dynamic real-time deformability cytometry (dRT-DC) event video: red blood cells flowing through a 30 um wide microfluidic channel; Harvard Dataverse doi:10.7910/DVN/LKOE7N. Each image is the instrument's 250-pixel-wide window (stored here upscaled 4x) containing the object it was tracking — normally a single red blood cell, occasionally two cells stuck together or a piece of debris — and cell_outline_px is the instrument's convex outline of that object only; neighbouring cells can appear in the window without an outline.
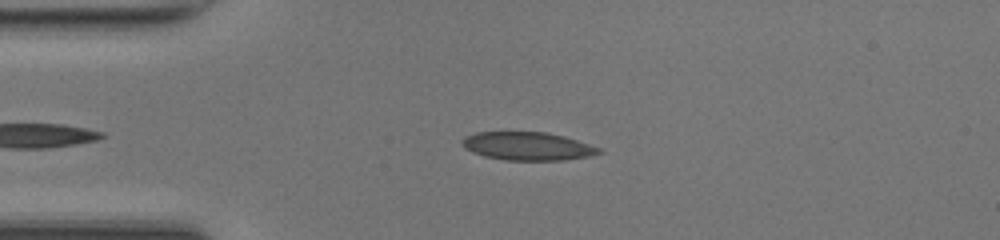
{"species": "common noctule bat (a hibernating species)", "species_latin": "Nyctalus noctula", "temperature_condition": "room temperature", "stored_images_in_passage": 39, "camera_frame_rate_fps": 3000, "um_per_image_px": 0.085, "animal": {"sex": "female", "body_mass_g": 17.0, "forearm_length_mm": 48.0}, "frame": {"image": 1, "passage_image": 6, "time_ms": 1.667, "image_size_px": [1000, 240], "cell_outline_px": [[604, 152], [588, 156], [564, 160], [504, 160], [484, 156], [472, 152], [464, 148], [460, 144], [460, 140], [464, 136], [476, 132], [548, 132], [564, 136], [600, 148]], "centroid_in_image_um": [44.79, 12.42], "position_along_channel_um": 40.2, "area_um2": 22.6}}
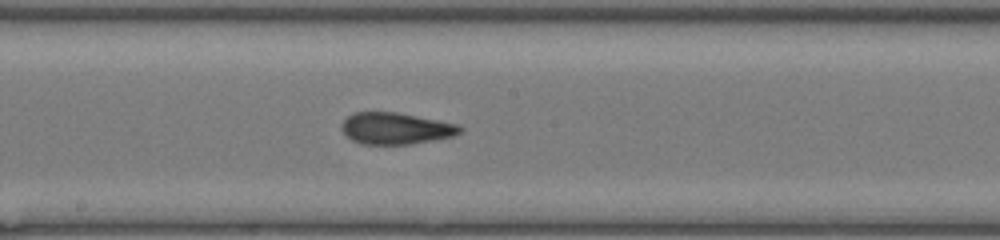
{"frame": {"image": 2, "passage_image": 20, "time_ms": 6.333, "image_size_px": [1000, 240], "cell_outline_px": [[464, 128], [460, 132], [452, 136], [436, 140], [412, 144], [360, 144], [352, 140], [340, 128], [340, 124], [352, 112], [396, 112], [456, 124]], "centroid_in_image_um": [33.6, 10.92], "position_along_channel_um": 214.6, "area_um2": 21.73}}
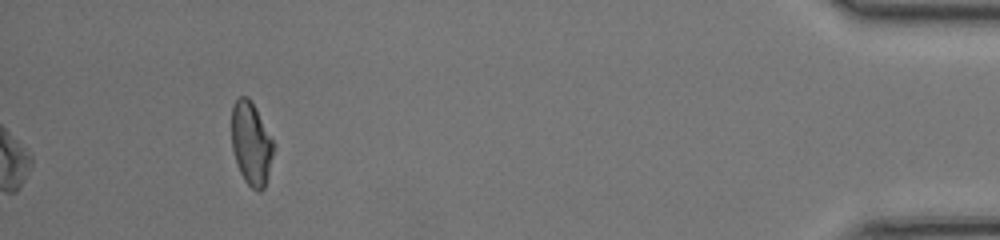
{"frame": {"image": 3, "passage_image": 39, "time_ms": 12.667, "image_size_px": [1000, 240], "cell_outline_px": [[276, 144], [264, 188], [260, 192], [256, 192], [244, 180], [240, 172], [232, 148], [232, 104], [240, 96], [248, 96], [256, 108]], "centroid_in_image_um": [21.37, 12.19], "position_along_channel_um": 413.8, "area_um2": 20.46}, "authors_computed_cell_mechanics": {"area_um2": 21.7328, "velocity_mm_per_s": 4.2733, "shape_relaxation_time_tau1_ms": 10.2288, "shape_relaxation_time_tau2_ms": 1.9173, "deformation_change_tau1": 0.263, "deformation_change_tau2": 0.0854}}